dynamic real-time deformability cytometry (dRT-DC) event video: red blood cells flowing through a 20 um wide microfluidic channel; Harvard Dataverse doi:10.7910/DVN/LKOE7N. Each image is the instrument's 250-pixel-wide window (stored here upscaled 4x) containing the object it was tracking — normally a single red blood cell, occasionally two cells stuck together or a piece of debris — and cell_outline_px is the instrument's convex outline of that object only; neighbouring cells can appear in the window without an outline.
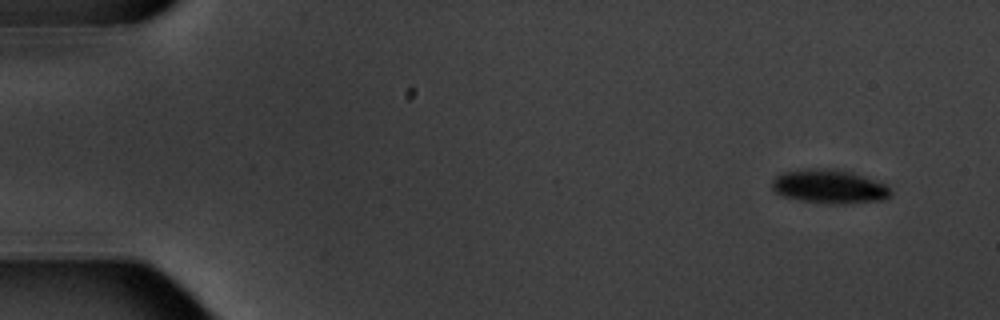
{"species": "common noctule bat (a hibernating species)", "species_latin": "Nyctalus noctula", "temperature_condition": "warm", "stored_images_in_passage": 6, "camera_frame_rate_fps": 3000, "um_per_image_px": 0.085, "animal": {"sex": "male", "body_mass_g": 20.1, "forearm_length_mm": 53.5}, "frame": {"image": 1, "passage_image": 1, "time_ms": 0.0, "image_size_px": [1000, 320], "cell_outline_px": [[892, 196], [884, 200], [844, 204], [828, 204], [800, 200], [780, 196], [772, 188], [772, 180], [776, 176], [784, 172], [804, 168], [832, 168], [852, 172], [864, 176], [884, 184], [892, 192]], "centroid_in_image_um": [70.48, 15.86], "position_along_channel_um": 14.5, "area_um2": 23.7}}
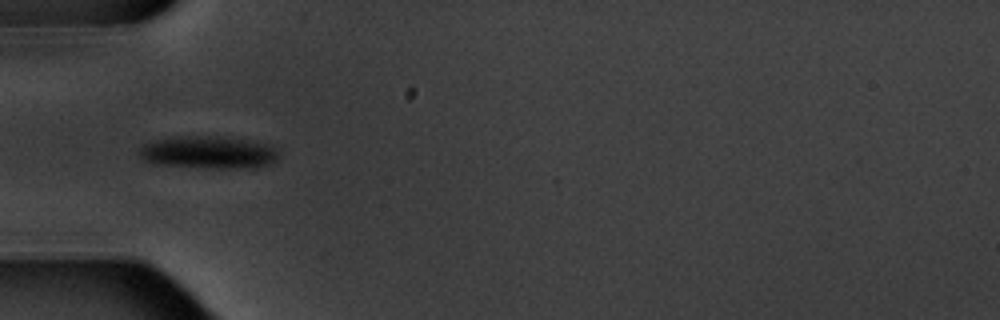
{"frame": {"image": 2, "passage_image": 5, "time_ms": 5.0, "image_size_px": [1000, 320], "cell_outline_px": [[276, 160], [268, 164], [256, 168], [212, 168], [152, 164], [144, 160], [136, 152], [144, 144], [156, 140], [172, 136], [216, 136], [244, 140], [268, 144], [276, 152]], "centroid_in_image_um": [17.63, 12.96], "position_along_channel_um": 67.4, "area_um2": 26.36}}
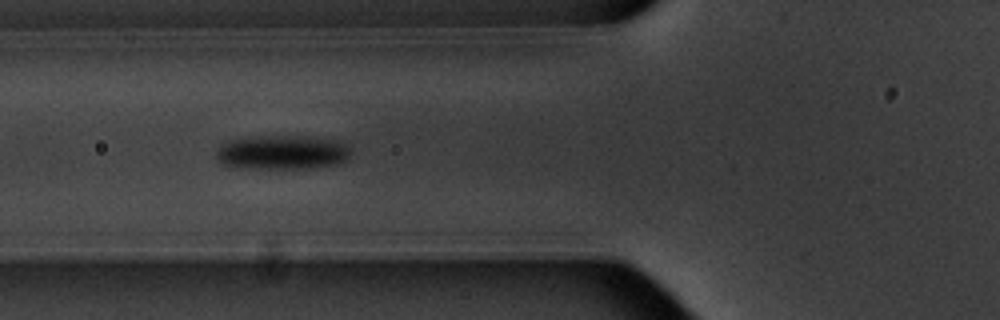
{"frame": {"image": 3, "passage_image": 6, "time_ms": 6.0, "image_size_px": [1000, 320], "cell_outline_px": [[352, 148], [348, 156], [344, 160], [336, 164], [308, 168], [248, 168], [224, 164], [216, 156], [216, 152], [220, 144], [232, 140], [256, 136], [308, 136], [336, 140]], "centroid_in_image_um": [24.0, 12.93], "position_along_channel_um": 101.8, "area_um2": 26.59}}